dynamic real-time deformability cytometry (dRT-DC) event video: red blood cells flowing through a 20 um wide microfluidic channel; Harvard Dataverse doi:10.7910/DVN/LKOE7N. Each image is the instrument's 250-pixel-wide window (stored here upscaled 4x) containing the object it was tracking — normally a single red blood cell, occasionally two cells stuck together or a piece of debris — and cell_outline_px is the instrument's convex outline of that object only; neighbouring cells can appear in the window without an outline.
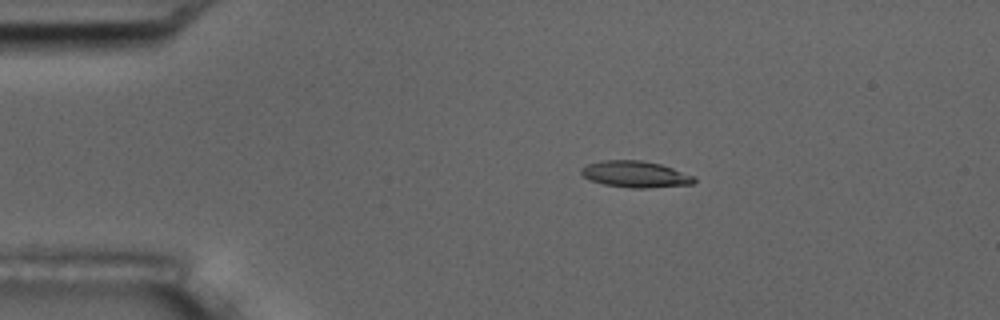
{"species": "common noctule bat (a hibernating species)", "species_latin": "Nyctalus noctula", "temperature_condition": "room temperature", "stored_images_in_passage": 4, "camera_frame_rate_fps": 3000, "um_per_image_px": 0.085, "animal": {"sex": "male", "body_mass_g": 17.5, "forearm_length_mm": 52.3}, "frame": {"image": 1, "passage_image": 2, "time_ms": 1.333, "image_size_px": [1000, 320], "cell_outline_px": [[696, 180], [692, 184], [648, 188], [628, 188], [604, 184], [588, 180], [580, 172], [580, 168], [588, 164], [604, 160], [640, 160], [660, 164], [696, 176]], "centroid_in_image_um": [54.0, 14.81], "position_along_channel_um": 31.0, "area_um2": 17.46}}